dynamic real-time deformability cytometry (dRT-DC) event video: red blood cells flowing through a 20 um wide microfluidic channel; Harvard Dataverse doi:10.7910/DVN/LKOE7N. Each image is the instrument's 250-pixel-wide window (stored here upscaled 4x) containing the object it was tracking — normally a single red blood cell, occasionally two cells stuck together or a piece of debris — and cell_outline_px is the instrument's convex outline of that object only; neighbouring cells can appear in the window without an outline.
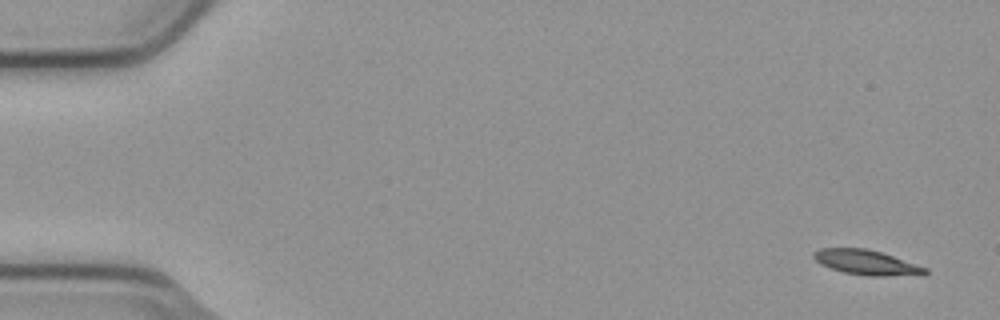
{"species": "common noctule bat (a hibernating species)", "species_latin": "Nyctalus noctula", "temperature_condition": "cold", "stored_images_in_passage": 5, "camera_frame_rate_fps": 3000, "um_per_image_px": 0.085, "animal": {"sex": "male", "body_mass_g": 23.1, "forearm_length_mm": 52.7}, "frame": {"image": 1, "passage_image": 1, "time_ms": 0.0, "image_size_px": [1000, 320], "cell_outline_px": [[928, 272], [924, 276], [864, 276], [844, 272], [820, 264], [812, 256], [812, 252], [820, 248], [864, 248], [880, 252], [928, 268]], "centroid_in_image_um": [73.69, 22.33], "position_along_channel_um": 11.3, "area_um2": 16.3}}
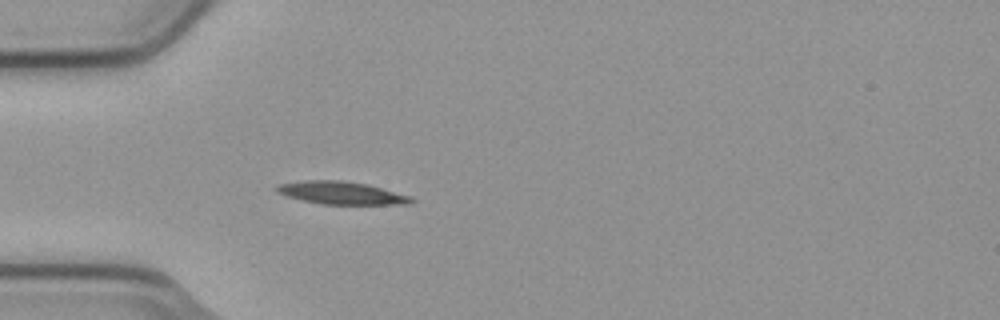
{"frame": {"image": 2, "passage_image": 5, "time_ms": 1.333, "image_size_px": [1000, 320], "cell_outline_px": [[416, 200], [412, 204], [320, 204], [288, 196], [276, 192], [276, 188], [280, 184], [304, 180], [344, 180], [368, 184], [412, 196]], "centroid_in_image_um": [29.09, 16.39], "position_along_channel_um": 55.9, "area_um2": 17.86}}